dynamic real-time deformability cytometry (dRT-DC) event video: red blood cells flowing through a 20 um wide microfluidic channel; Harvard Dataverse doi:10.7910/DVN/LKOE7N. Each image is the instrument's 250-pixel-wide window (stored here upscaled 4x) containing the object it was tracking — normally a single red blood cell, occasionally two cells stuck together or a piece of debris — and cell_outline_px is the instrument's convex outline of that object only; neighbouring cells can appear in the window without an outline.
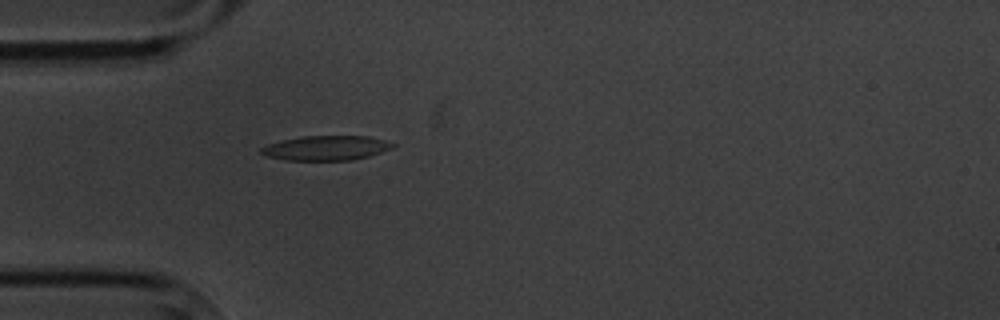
{"species": "common noctule bat (a hibernating species)", "species_latin": "Nyctalus noctula", "temperature_condition": "cold", "stored_images_in_passage": 5, "camera_frame_rate_fps": 3000, "um_per_image_px": 0.085, "animal": {"sex": "male", "body_mass_g": 20.1, "forearm_length_mm": 53.5}, "frame": {"image": 1, "passage_image": 5, "time_ms": 4.667, "image_size_px": [1000, 320], "cell_outline_px": [[396, 144], [392, 148], [368, 156], [352, 160], [284, 160], [264, 156], [260, 152], [260, 148], [268, 144], [300, 136], [368, 136], [384, 140]], "centroid_in_image_um": [27.69, 12.58], "position_along_channel_um": 57.3, "area_um2": 18.84}}